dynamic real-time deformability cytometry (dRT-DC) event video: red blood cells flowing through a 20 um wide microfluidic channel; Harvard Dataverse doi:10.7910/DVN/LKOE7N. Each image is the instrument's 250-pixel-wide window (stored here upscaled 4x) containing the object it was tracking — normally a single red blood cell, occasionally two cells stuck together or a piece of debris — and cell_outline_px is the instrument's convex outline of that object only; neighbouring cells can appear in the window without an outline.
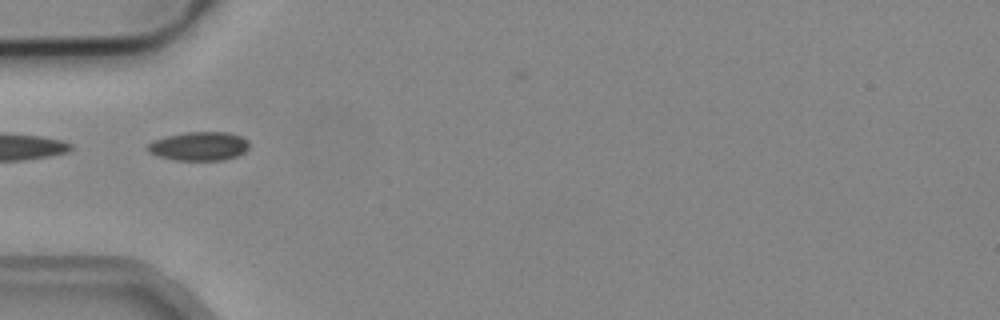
{"species": "common noctule bat (a hibernating species)", "species_latin": "Nyctalus noctula", "temperature_condition": "cold", "stored_images_in_passage": 3, "camera_frame_rate_fps": 3000, "um_per_image_px": 0.085, "animal": {"sex": "male", "body_mass_g": 19.2, "forearm_length_mm": 51.8}, "frame": {"image": 1, "passage_image": 1, "time_ms": 0.0, "image_size_px": [1000, 320], "cell_outline_px": [[248, 148], [244, 152], [236, 156], [220, 160], [176, 160], [160, 156], [148, 152], [144, 148], [152, 140], [184, 132], [228, 132], [240, 136], [248, 140]], "centroid_in_image_um": [16.89, 12.42], "position_along_channel_um": 68.1, "area_um2": 16.99}}